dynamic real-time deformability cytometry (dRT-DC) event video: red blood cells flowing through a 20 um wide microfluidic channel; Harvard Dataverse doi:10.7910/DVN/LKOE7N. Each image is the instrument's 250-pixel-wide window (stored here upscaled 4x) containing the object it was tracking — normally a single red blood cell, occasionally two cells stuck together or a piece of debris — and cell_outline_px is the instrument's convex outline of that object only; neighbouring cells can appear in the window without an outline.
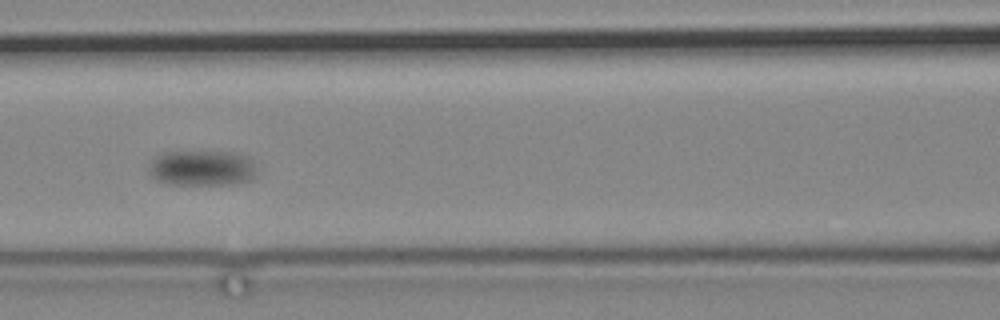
{"species": "common noctule bat (a hibernating species)", "species_latin": "Nyctalus noctula", "temperature_condition": "cold", "stored_images_in_passage": 9, "camera_frame_rate_fps": 3000, "um_per_image_px": 0.085, "animal": {"sex": "male", "body_mass_g": 19.2, "forearm_length_mm": 51.8}, "frame": {"image": 1, "passage_image": 8, "time_ms": 9.333, "image_size_px": [1000, 320], "cell_outline_px": [[256, 176], [252, 180], [232, 184], [168, 184], [156, 180], [148, 172], [148, 164], [160, 152], [232, 152], [248, 156], [252, 160]], "centroid_in_image_um": [17.14, 14.28], "position_along_channel_um": 149.5, "area_um2": 22.48}}